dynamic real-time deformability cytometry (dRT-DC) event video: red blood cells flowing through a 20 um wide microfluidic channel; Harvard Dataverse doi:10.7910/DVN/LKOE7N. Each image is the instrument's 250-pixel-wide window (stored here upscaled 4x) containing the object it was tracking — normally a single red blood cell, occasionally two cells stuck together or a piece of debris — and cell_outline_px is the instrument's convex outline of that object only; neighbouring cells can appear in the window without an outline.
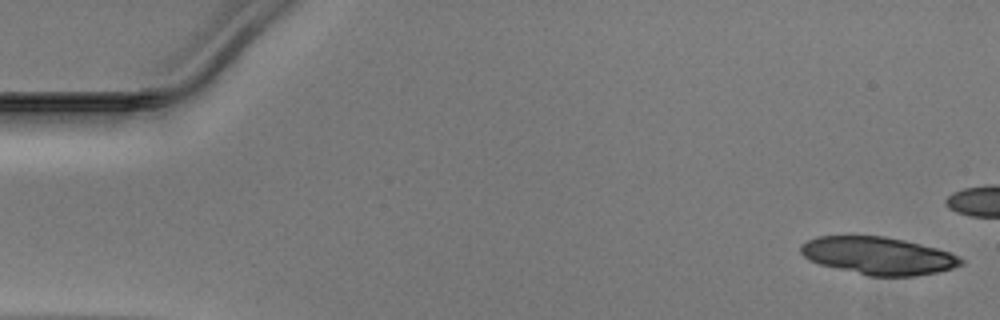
{"species": "Egyptian fruit bat (a non-hibernating species)", "species_latin": "Rousettus aegyptiacus", "temperature_condition": "warm", "stored_images_in_passage": 40, "camera_frame_rate_fps": 3000, "um_per_image_px": 0.085, "animal": {"sex": "male"}, "frame": {"image": 1, "passage_image": 1, "time_ms": 0.0, "image_size_px": [1000, 320], "cell_outline_px": [[964, 264], [952, 268], [936, 272], [916, 276], [868, 276], [820, 264], [808, 260], [800, 252], [800, 244], [816, 236], [884, 236], [904, 240], [936, 248], [960, 256], [964, 260]], "centroid_in_image_um": [74.64, 21.74], "position_along_channel_um": 10.4, "area_um2": 35.08}}